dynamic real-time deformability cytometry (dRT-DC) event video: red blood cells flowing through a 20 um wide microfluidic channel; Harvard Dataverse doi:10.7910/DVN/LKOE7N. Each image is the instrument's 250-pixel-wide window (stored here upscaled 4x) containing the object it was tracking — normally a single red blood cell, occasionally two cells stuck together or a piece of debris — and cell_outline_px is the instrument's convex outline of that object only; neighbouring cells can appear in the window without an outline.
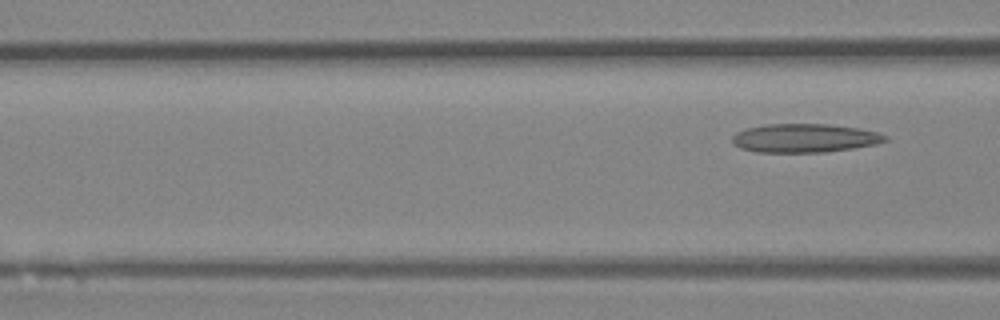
{"species": "Egyptian fruit bat (a non-hibernating species)", "species_latin": "Rousettus aegyptiacus", "temperature_condition": "room temperature", "stored_images_in_passage": 7, "segment_of_instrument_passage": [2, 2], "camera_frame_rate_fps": 3000, "um_per_image_px": 0.085, "animal": {"sex": "female"}, "frame": {"image": 1, "passage_image": 7, "time_ms": 7.667, "image_size_px": [1000, 320], "cell_outline_px": [[888, 140], [876, 144], [852, 148], [824, 152], [756, 152], [740, 148], [732, 144], [732, 136], [736, 132], [748, 128], [764, 124], [828, 124], [860, 128], [876, 132], [888, 136]], "centroid_in_image_um": [68.37, 11.73], "position_along_channel_um": 98.2, "area_um2": 25.61}}